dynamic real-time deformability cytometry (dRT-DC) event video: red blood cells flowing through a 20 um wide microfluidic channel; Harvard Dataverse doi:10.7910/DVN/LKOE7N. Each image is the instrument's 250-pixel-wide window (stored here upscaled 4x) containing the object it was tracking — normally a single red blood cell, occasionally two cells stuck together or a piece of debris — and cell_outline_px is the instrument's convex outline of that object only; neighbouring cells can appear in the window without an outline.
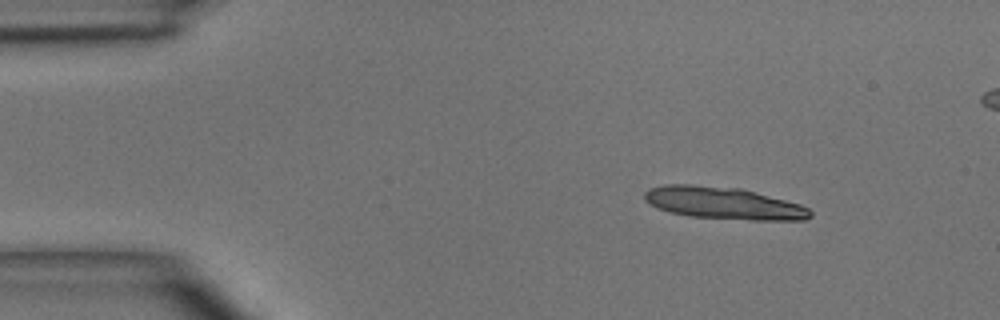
{"species": "common noctule bat (a hibernating species)", "species_latin": "Nyctalus noctula", "temperature_condition": "room temperature", "stored_images_in_passage": 3, "camera_frame_rate_fps": 3000, "um_per_image_px": 0.085, "animal": {"sex": "male", "body_mass_g": 15.6}, "frame": {"image": 1, "passage_image": 1, "time_ms": 0.0, "image_size_px": [1000, 320], "cell_outline_px": [[812, 216], [804, 220], [752, 220], [688, 216], [656, 208], [644, 200], [644, 192], [648, 188], [664, 184], [692, 184], [740, 188], [756, 192], [800, 204], [808, 208], [812, 212]], "centroid_in_image_um": [61.47, 17.26], "position_along_channel_um": 23.5, "area_um2": 31.15}}